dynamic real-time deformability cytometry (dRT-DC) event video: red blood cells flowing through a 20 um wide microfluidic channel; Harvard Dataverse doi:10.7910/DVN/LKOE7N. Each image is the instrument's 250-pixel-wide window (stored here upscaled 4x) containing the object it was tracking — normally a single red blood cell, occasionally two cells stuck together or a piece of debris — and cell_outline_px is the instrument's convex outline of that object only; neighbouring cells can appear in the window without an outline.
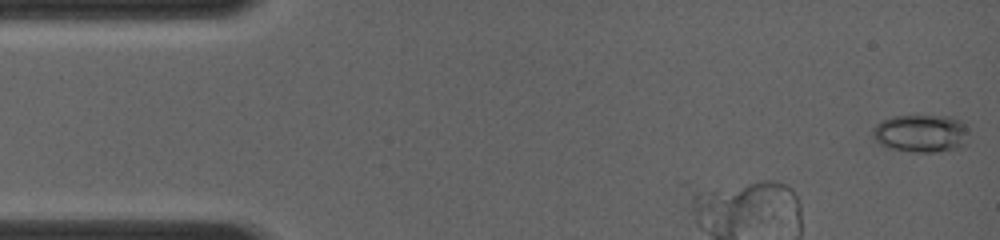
{"species": "common noctule bat (a hibernating species)", "species_latin": "Nyctalus noctula", "temperature_condition": "room temperature", "stored_images_in_passage": 8, "camera_frame_rate_fps": 4000, "um_per_image_px": 0.085, "animal": {"sex": "female", "body_mass_g": 19.0, "forearm_length_mm": 56.7}, "frame": {"image": 1, "passage_image": 1, "time_ms": 0.0, "image_size_px": [1000, 240], "cell_outline_px": [[968, 144], [960, 148], [936, 152], [912, 152], [892, 148], [880, 144], [872, 136], [872, 132], [876, 124], [880, 120], [892, 116], [952, 116], [960, 120], [964, 124]], "centroid_in_image_um": [78.29, 11.34], "position_along_channel_um": 6.7, "area_um2": 21.27}}